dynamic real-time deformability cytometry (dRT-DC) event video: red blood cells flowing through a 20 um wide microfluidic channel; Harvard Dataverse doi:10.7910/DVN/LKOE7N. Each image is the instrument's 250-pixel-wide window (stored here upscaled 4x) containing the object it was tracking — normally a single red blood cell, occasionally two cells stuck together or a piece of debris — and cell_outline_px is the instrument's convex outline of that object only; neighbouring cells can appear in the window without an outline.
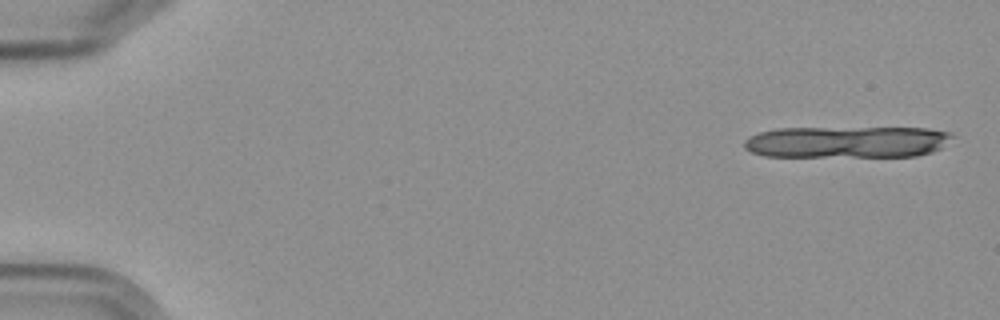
{"species": "Egyptian fruit bat (a non-hibernating species)", "species_latin": "Rousettus aegyptiacus", "temperature_condition": "cold", "stored_images_in_passage": 6, "camera_frame_rate_fps": 3000, "um_per_image_px": 0.085, "frame": {"image": 1, "passage_image": 1, "time_ms": 0.0, "image_size_px": [1000, 320], "cell_outline_px": [[956, 136], [940, 148], [932, 152], [916, 156], [764, 156], [752, 152], [744, 148], [744, 140], [748, 136], [760, 132], [776, 128], [928, 128], [952, 132]], "centroid_in_image_um": [72.01, 12.06], "position_along_channel_um": 13.0, "area_um2": 38.61}}